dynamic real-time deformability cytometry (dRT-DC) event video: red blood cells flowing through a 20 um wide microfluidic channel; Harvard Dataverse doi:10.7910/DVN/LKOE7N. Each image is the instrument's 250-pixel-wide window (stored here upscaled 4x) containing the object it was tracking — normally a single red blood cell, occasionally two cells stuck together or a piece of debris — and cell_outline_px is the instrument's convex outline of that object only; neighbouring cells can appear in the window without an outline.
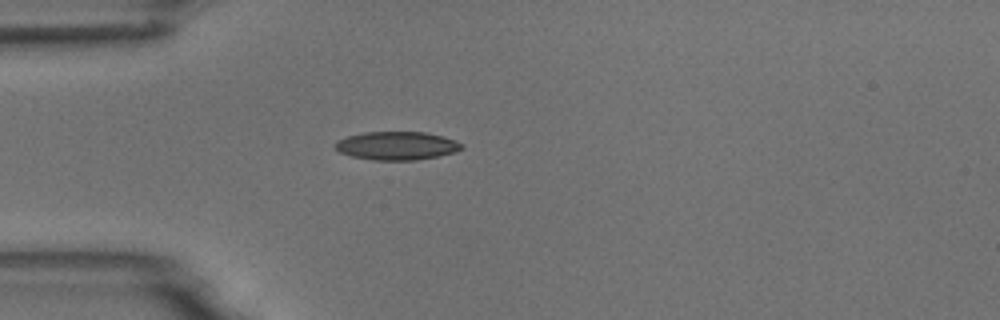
{"species": "common noctule bat (a hibernating species)", "species_latin": "Nyctalus noctula", "temperature_condition": "room temperature", "stored_images_in_passage": 1, "camera_frame_rate_fps": 3000, "um_per_image_px": 0.085, "animal": {"sex": "male", "body_mass_g": 18.8}, "frame": {"image": 1, "passage_image": 1, "time_ms": 0.0, "image_size_px": [1000, 320], "cell_outline_px": [[464, 148], [456, 152], [440, 156], [416, 160], [372, 160], [352, 156], [340, 152], [336, 148], [336, 140], [348, 136], [364, 132], [424, 132], [456, 140], [464, 144]], "centroid_in_image_um": [33.77, 12.39], "position_along_channel_um": 51.2, "area_um2": 20.92}}